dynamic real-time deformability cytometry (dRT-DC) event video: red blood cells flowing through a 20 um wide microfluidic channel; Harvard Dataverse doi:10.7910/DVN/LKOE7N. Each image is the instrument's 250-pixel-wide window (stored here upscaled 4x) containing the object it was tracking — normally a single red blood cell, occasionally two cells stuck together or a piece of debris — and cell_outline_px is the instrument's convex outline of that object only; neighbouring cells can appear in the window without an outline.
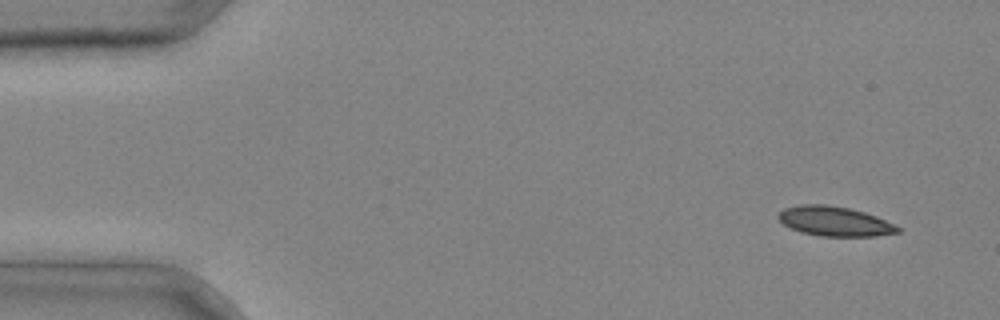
{"species": "common noctule bat (a hibernating species)", "species_latin": "Nyctalus noctula", "temperature_condition": "cold", "stored_images_in_passage": 3, "camera_frame_rate_fps": 3000, "um_per_image_px": 0.085, "animal": {"sex": "male", "body_mass_g": 20.4}, "frame": {"image": 1, "passage_image": 1, "time_ms": 0.0, "image_size_px": [1000, 320], "cell_outline_px": [[900, 232], [876, 236], [820, 236], [800, 232], [784, 224], [776, 216], [784, 208], [800, 204], [824, 204], [848, 208], [864, 212], [876, 216], [900, 228]], "centroid_in_image_um": [70.92, 18.81], "position_along_channel_um": 14.1, "area_um2": 20.46}}
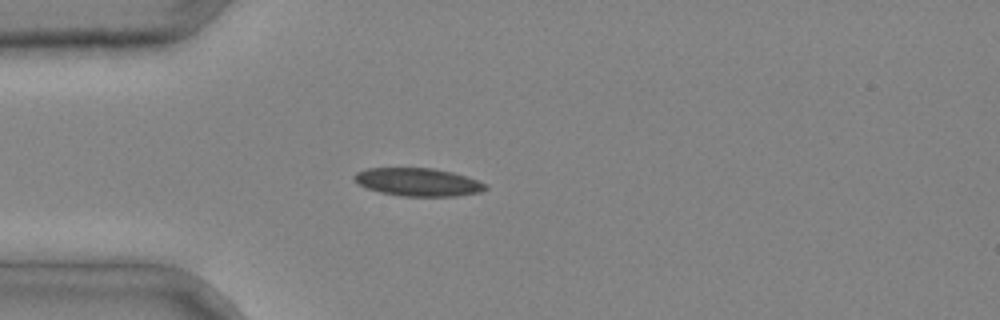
{"frame": {"image": 2, "passage_image": 3, "time_ms": 0.667, "image_size_px": [1000, 320], "cell_outline_px": [[488, 188], [480, 192], [456, 196], [400, 196], [380, 192], [364, 188], [356, 184], [352, 176], [356, 172], [368, 168], [432, 168], [452, 172], [468, 176], [488, 184]], "centroid_in_image_um": [35.51, 15.48], "position_along_channel_um": 49.5, "area_um2": 21.73}}